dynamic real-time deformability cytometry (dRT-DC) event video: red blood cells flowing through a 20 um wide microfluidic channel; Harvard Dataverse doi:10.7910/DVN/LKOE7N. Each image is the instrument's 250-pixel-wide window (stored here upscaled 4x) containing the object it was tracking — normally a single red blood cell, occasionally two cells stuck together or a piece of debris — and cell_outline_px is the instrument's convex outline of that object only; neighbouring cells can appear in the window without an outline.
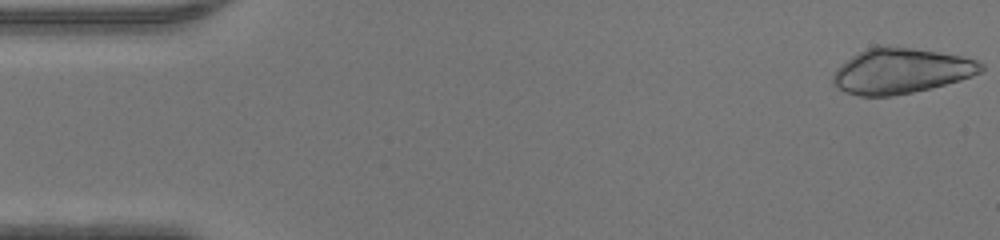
{"species": "human", "species_latin": "Homo sapiens", "temperature_condition": "warm", "stored_images_in_passage": 47, "camera_frame_rate_fps": 3000, "um_per_image_px": 0.085, "donor": {"sex": "male"}, "frame": {"image": 1, "passage_image": 1, "time_ms": 0.0, "image_size_px": [1000, 240], "cell_outline_px": [[984, 68], [980, 72], [972, 76], [960, 80], [912, 92], [892, 96], [860, 96], [844, 92], [832, 84], [832, 76], [836, 68], [840, 64], [852, 56], [876, 44], [880, 44], [912, 48], [940, 52], [964, 56], [976, 60], [984, 64]], "centroid_in_image_um": [76.55, 6.01], "position_along_channel_um": 8.4, "area_um2": 39.3}}
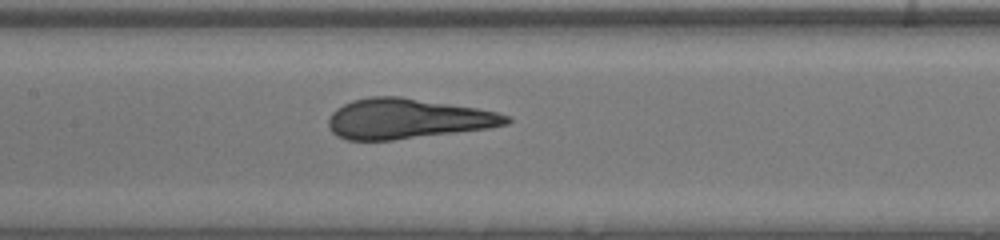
{"frame": {"image": 2, "passage_image": 22, "time_ms": 7.0, "image_size_px": [1000, 240], "cell_outline_px": [[512, 120], [508, 124], [488, 128], [392, 140], [348, 140], [336, 136], [332, 132], [328, 124], [328, 116], [336, 108], [352, 100], [368, 96], [400, 96], [476, 108], [496, 112], [512, 116]], "centroid_in_image_um": [34.6, 10.08], "position_along_channel_um": 172.8, "area_um2": 41.62}}
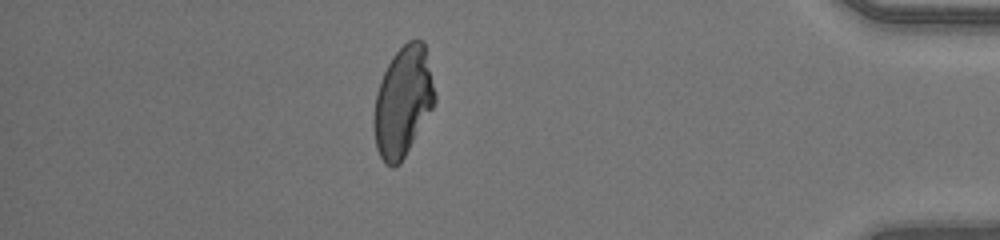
{"frame": {"image": 3, "passage_image": 41, "time_ms": 13.333, "image_size_px": [1000, 240], "cell_outline_px": [[436, 100], [432, 108], [400, 164], [392, 168], [384, 164], [376, 148], [372, 124], [372, 120], [376, 92], [380, 80], [392, 56], [408, 40], [424, 40], [436, 96]], "centroid_in_image_um": [34.22, 8.65], "position_along_channel_um": 401.0, "area_um2": 39.07}}